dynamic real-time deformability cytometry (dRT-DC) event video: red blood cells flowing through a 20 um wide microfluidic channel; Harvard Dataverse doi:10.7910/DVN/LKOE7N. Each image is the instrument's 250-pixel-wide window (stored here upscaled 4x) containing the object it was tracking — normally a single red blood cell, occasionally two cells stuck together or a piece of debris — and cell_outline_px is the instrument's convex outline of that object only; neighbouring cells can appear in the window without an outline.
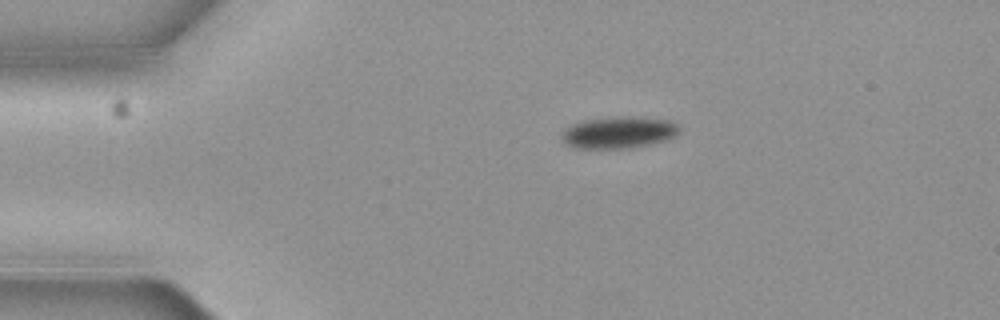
{"species": "common noctule bat (a hibernating species)", "species_latin": "Nyctalus noctula", "temperature_condition": "cold", "stored_images_in_passage": 5, "camera_frame_rate_fps": 3000, "um_per_image_px": 0.085, "animal": {"sex": "female", "body_mass_g": 19.3, "forearm_length_mm": 54.1}, "frame": {"image": 1, "passage_image": 1, "time_ms": 0.0, "image_size_px": [1000, 320], "cell_outline_px": [[680, 132], [676, 136], [668, 140], [652, 144], [628, 148], [572, 148], [564, 140], [560, 132], [572, 124], [588, 120], [612, 116], [628, 116], [668, 120], [676, 124], [680, 128]], "centroid_in_image_um": [52.62, 11.26], "position_along_channel_um": 32.4, "area_um2": 21.85}}
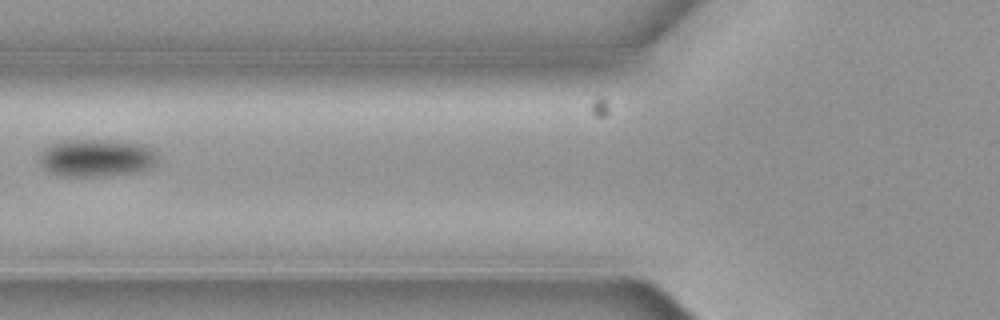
{"frame": {"image": 2, "passage_image": 4, "time_ms": 1.0, "image_size_px": [1000, 320], "cell_outline_px": [[156, 164], [148, 168], [132, 172], [100, 176], [60, 176], [44, 168], [40, 160], [40, 156], [48, 148], [56, 144], [68, 140], [108, 140], [144, 144], [152, 148], [156, 156]], "centroid_in_image_um": [8.25, 13.42], "position_along_channel_um": 117.6, "area_um2": 25.2}}
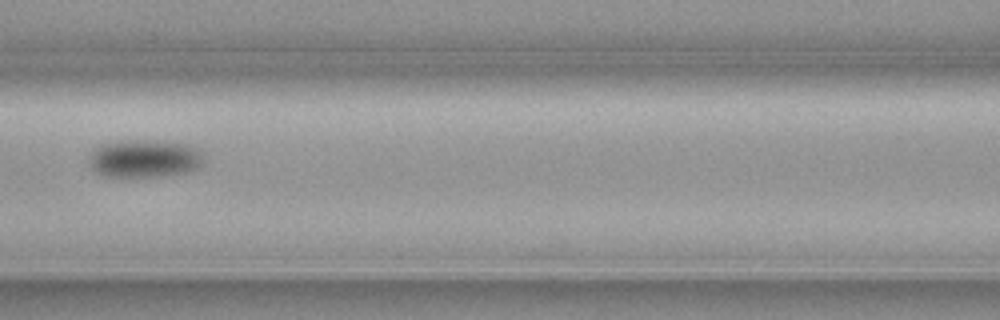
{"frame": {"image": 3, "passage_image": 5, "time_ms": 1.333, "image_size_px": [1000, 320], "cell_outline_px": [[204, 160], [200, 168], [188, 172], [160, 176], [104, 176], [96, 172], [88, 164], [88, 156], [92, 148], [100, 144], [120, 140], [160, 140], [188, 144], [200, 148], [204, 152]], "centroid_in_image_um": [12.3, 13.45], "position_along_channel_um": 154.3, "area_um2": 26.13}}